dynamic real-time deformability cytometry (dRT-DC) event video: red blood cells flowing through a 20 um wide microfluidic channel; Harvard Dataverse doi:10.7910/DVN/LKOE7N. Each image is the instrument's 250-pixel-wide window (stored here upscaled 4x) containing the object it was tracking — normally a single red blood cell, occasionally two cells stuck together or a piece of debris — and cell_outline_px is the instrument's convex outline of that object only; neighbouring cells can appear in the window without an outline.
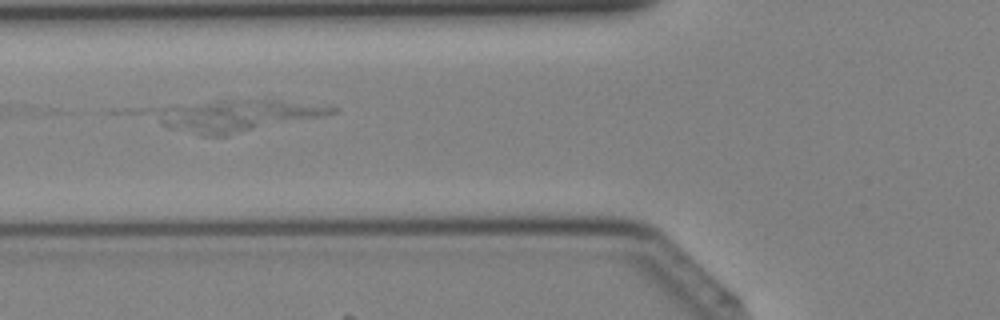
{"species": "Egyptian fruit bat (a non-hibernating species)", "species_latin": "Rousettus aegyptiacus", "temperature_condition": "cold", "stored_images_in_passage": 4, "camera_frame_rate_fps": 3000, "um_per_image_px": 0.085, "animal": {"sex": "female"}, "frame": {"image": 1, "passage_image": 4, "time_ms": 1.0, "image_size_px": [1000, 320], "cell_outline_px": [[336, 112], [320, 116], [224, 136], [204, 136], [172, 128], [164, 124], [152, 112], [152, 108], [220, 100], [268, 100], [336, 108]], "centroid_in_image_um": [19.97, 9.84], "position_along_channel_um": 105.8, "area_um2": 31.39}}